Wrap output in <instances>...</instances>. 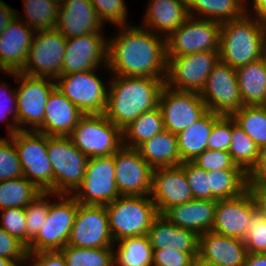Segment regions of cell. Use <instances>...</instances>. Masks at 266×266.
<instances>
[{
  "mask_svg": "<svg viewBox=\"0 0 266 266\" xmlns=\"http://www.w3.org/2000/svg\"><path fill=\"white\" fill-rule=\"evenodd\" d=\"M117 37L108 41L107 68L114 76L166 79L165 37L140 26H119ZM120 33V34H119Z\"/></svg>",
  "mask_w": 266,
  "mask_h": 266,
  "instance_id": "1",
  "label": "cell"
},
{
  "mask_svg": "<svg viewBox=\"0 0 266 266\" xmlns=\"http://www.w3.org/2000/svg\"><path fill=\"white\" fill-rule=\"evenodd\" d=\"M108 89L104 115L121 130L142 113L159 104L165 79L113 76Z\"/></svg>",
  "mask_w": 266,
  "mask_h": 266,
  "instance_id": "2",
  "label": "cell"
},
{
  "mask_svg": "<svg viewBox=\"0 0 266 266\" xmlns=\"http://www.w3.org/2000/svg\"><path fill=\"white\" fill-rule=\"evenodd\" d=\"M252 18H251V17ZM266 55L265 26L262 19L245 13L221 23L220 61L238 68Z\"/></svg>",
  "mask_w": 266,
  "mask_h": 266,
  "instance_id": "3",
  "label": "cell"
},
{
  "mask_svg": "<svg viewBox=\"0 0 266 266\" xmlns=\"http://www.w3.org/2000/svg\"><path fill=\"white\" fill-rule=\"evenodd\" d=\"M149 196L121 195L105 205L114 242L126 237L147 235L153 221L159 216Z\"/></svg>",
  "mask_w": 266,
  "mask_h": 266,
  "instance_id": "4",
  "label": "cell"
},
{
  "mask_svg": "<svg viewBox=\"0 0 266 266\" xmlns=\"http://www.w3.org/2000/svg\"><path fill=\"white\" fill-rule=\"evenodd\" d=\"M47 153L53 170V193L72 195L82 183L88 157L69 136H47Z\"/></svg>",
  "mask_w": 266,
  "mask_h": 266,
  "instance_id": "5",
  "label": "cell"
},
{
  "mask_svg": "<svg viewBox=\"0 0 266 266\" xmlns=\"http://www.w3.org/2000/svg\"><path fill=\"white\" fill-rule=\"evenodd\" d=\"M88 158L113 155L122 146V130L104 114H86L69 136Z\"/></svg>",
  "mask_w": 266,
  "mask_h": 266,
  "instance_id": "6",
  "label": "cell"
},
{
  "mask_svg": "<svg viewBox=\"0 0 266 266\" xmlns=\"http://www.w3.org/2000/svg\"><path fill=\"white\" fill-rule=\"evenodd\" d=\"M23 177L41 192H53V170L47 153V135L37 131H17L13 135Z\"/></svg>",
  "mask_w": 266,
  "mask_h": 266,
  "instance_id": "7",
  "label": "cell"
},
{
  "mask_svg": "<svg viewBox=\"0 0 266 266\" xmlns=\"http://www.w3.org/2000/svg\"><path fill=\"white\" fill-rule=\"evenodd\" d=\"M17 79V125L20 131H36L43 123L46 102L56 88V81L47 77H35L21 72H3ZM17 77V78H16ZM54 80V81H53ZM21 83H20V82Z\"/></svg>",
  "mask_w": 266,
  "mask_h": 266,
  "instance_id": "8",
  "label": "cell"
},
{
  "mask_svg": "<svg viewBox=\"0 0 266 266\" xmlns=\"http://www.w3.org/2000/svg\"><path fill=\"white\" fill-rule=\"evenodd\" d=\"M57 197L59 202L50 203L46 219L30 241L27 252L60 251L67 245L79 203L72 195Z\"/></svg>",
  "mask_w": 266,
  "mask_h": 266,
  "instance_id": "9",
  "label": "cell"
},
{
  "mask_svg": "<svg viewBox=\"0 0 266 266\" xmlns=\"http://www.w3.org/2000/svg\"><path fill=\"white\" fill-rule=\"evenodd\" d=\"M165 85L176 91L200 93L208 76L219 62V51H203L177 57H167Z\"/></svg>",
  "mask_w": 266,
  "mask_h": 266,
  "instance_id": "10",
  "label": "cell"
},
{
  "mask_svg": "<svg viewBox=\"0 0 266 266\" xmlns=\"http://www.w3.org/2000/svg\"><path fill=\"white\" fill-rule=\"evenodd\" d=\"M66 40L67 38L56 29L35 31L26 62L19 72L56 80L62 75Z\"/></svg>",
  "mask_w": 266,
  "mask_h": 266,
  "instance_id": "11",
  "label": "cell"
},
{
  "mask_svg": "<svg viewBox=\"0 0 266 266\" xmlns=\"http://www.w3.org/2000/svg\"><path fill=\"white\" fill-rule=\"evenodd\" d=\"M189 16L166 38L167 57H177L203 51H219L221 23Z\"/></svg>",
  "mask_w": 266,
  "mask_h": 266,
  "instance_id": "12",
  "label": "cell"
},
{
  "mask_svg": "<svg viewBox=\"0 0 266 266\" xmlns=\"http://www.w3.org/2000/svg\"><path fill=\"white\" fill-rule=\"evenodd\" d=\"M72 196L83 205H107L121 196L115 182L114 154L88 158L82 183Z\"/></svg>",
  "mask_w": 266,
  "mask_h": 266,
  "instance_id": "13",
  "label": "cell"
},
{
  "mask_svg": "<svg viewBox=\"0 0 266 266\" xmlns=\"http://www.w3.org/2000/svg\"><path fill=\"white\" fill-rule=\"evenodd\" d=\"M95 71L64 74L55 80L56 88L84 115L104 114L106 109L109 87Z\"/></svg>",
  "mask_w": 266,
  "mask_h": 266,
  "instance_id": "14",
  "label": "cell"
},
{
  "mask_svg": "<svg viewBox=\"0 0 266 266\" xmlns=\"http://www.w3.org/2000/svg\"><path fill=\"white\" fill-rule=\"evenodd\" d=\"M158 106L165 129L176 135L208 112L200 93L176 91L166 85L161 90Z\"/></svg>",
  "mask_w": 266,
  "mask_h": 266,
  "instance_id": "15",
  "label": "cell"
},
{
  "mask_svg": "<svg viewBox=\"0 0 266 266\" xmlns=\"http://www.w3.org/2000/svg\"><path fill=\"white\" fill-rule=\"evenodd\" d=\"M200 95L208 111L221 115H231L244 106L236 69L220 60L208 76Z\"/></svg>",
  "mask_w": 266,
  "mask_h": 266,
  "instance_id": "16",
  "label": "cell"
},
{
  "mask_svg": "<svg viewBox=\"0 0 266 266\" xmlns=\"http://www.w3.org/2000/svg\"><path fill=\"white\" fill-rule=\"evenodd\" d=\"M105 205L79 204L67 245L79 248L113 247Z\"/></svg>",
  "mask_w": 266,
  "mask_h": 266,
  "instance_id": "17",
  "label": "cell"
},
{
  "mask_svg": "<svg viewBox=\"0 0 266 266\" xmlns=\"http://www.w3.org/2000/svg\"><path fill=\"white\" fill-rule=\"evenodd\" d=\"M115 182L120 195L144 196L152 190L153 168L136 148L121 146L114 153Z\"/></svg>",
  "mask_w": 266,
  "mask_h": 266,
  "instance_id": "18",
  "label": "cell"
},
{
  "mask_svg": "<svg viewBox=\"0 0 266 266\" xmlns=\"http://www.w3.org/2000/svg\"><path fill=\"white\" fill-rule=\"evenodd\" d=\"M101 32L67 38L62 75L96 70L101 63L107 66L108 40Z\"/></svg>",
  "mask_w": 266,
  "mask_h": 266,
  "instance_id": "19",
  "label": "cell"
},
{
  "mask_svg": "<svg viewBox=\"0 0 266 266\" xmlns=\"http://www.w3.org/2000/svg\"><path fill=\"white\" fill-rule=\"evenodd\" d=\"M151 199L159 215L167 209L193 200V194L183 171V163L152 171Z\"/></svg>",
  "mask_w": 266,
  "mask_h": 266,
  "instance_id": "20",
  "label": "cell"
},
{
  "mask_svg": "<svg viewBox=\"0 0 266 266\" xmlns=\"http://www.w3.org/2000/svg\"><path fill=\"white\" fill-rule=\"evenodd\" d=\"M255 208L254 199L248 189L240 196L217 200L212 231L244 240Z\"/></svg>",
  "mask_w": 266,
  "mask_h": 266,
  "instance_id": "21",
  "label": "cell"
},
{
  "mask_svg": "<svg viewBox=\"0 0 266 266\" xmlns=\"http://www.w3.org/2000/svg\"><path fill=\"white\" fill-rule=\"evenodd\" d=\"M17 12L0 35V70L19 72L26 62L35 31L22 20Z\"/></svg>",
  "mask_w": 266,
  "mask_h": 266,
  "instance_id": "22",
  "label": "cell"
},
{
  "mask_svg": "<svg viewBox=\"0 0 266 266\" xmlns=\"http://www.w3.org/2000/svg\"><path fill=\"white\" fill-rule=\"evenodd\" d=\"M103 25L89 0H64L59 6L55 29L72 38L103 31Z\"/></svg>",
  "mask_w": 266,
  "mask_h": 266,
  "instance_id": "23",
  "label": "cell"
},
{
  "mask_svg": "<svg viewBox=\"0 0 266 266\" xmlns=\"http://www.w3.org/2000/svg\"><path fill=\"white\" fill-rule=\"evenodd\" d=\"M248 254L244 241L212 230L199 235L198 257L222 266H244Z\"/></svg>",
  "mask_w": 266,
  "mask_h": 266,
  "instance_id": "24",
  "label": "cell"
},
{
  "mask_svg": "<svg viewBox=\"0 0 266 266\" xmlns=\"http://www.w3.org/2000/svg\"><path fill=\"white\" fill-rule=\"evenodd\" d=\"M84 114L57 88L49 95L42 125L36 130L47 136H70Z\"/></svg>",
  "mask_w": 266,
  "mask_h": 266,
  "instance_id": "25",
  "label": "cell"
},
{
  "mask_svg": "<svg viewBox=\"0 0 266 266\" xmlns=\"http://www.w3.org/2000/svg\"><path fill=\"white\" fill-rule=\"evenodd\" d=\"M216 204L217 200L193 199L167 209L162 216L171 224L201 235L212 230Z\"/></svg>",
  "mask_w": 266,
  "mask_h": 266,
  "instance_id": "26",
  "label": "cell"
},
{
  "mask_svg": "<svg viewBox=\"0 0 266 266\" xmlns=\"http://www.w3.org/2000/svg\"><path fill=\"white\" fill-rule=\"evenodd\" d=\"M188 17L189 13L186 0H151L146 10L145 17L143 18L145 22L143 23V27L153 30L152 32L156 34L159 33V36H165L166 39L175 32Z\"/></svg>",
  "mask_w": 266,
  "mask_h": 266,
  "instance_id": "27",
  "label": "cell"
},
{
  "mask_svg": "<svg viewBox=\"0 0 266 266\" xmlns=\"http://www.w3.org/2000/svg\"><path fill=\"white\" fill-rule=\"evenodd\" d=\"M153 250H164L167 247L181 252H198L199 235L169 223L159 215L147 232Z\"/></svg>",
  "mask_w": 266,
  "mask_h": 266,
  "instance_id": "28",
  "label": "cell"
},
{
  "mask_svg": "<svg viewBox=\"0 0 266 266\" xmlns=\"http://www.w3.org/2000/svg\"><path fill=\"white\" fill-rule=\"evenodd\" d=\"M221 114L208 111L191 126L177 134L178 151L183 162H193L207 149L214 122Z\"/></svg>",
  "mask_w": 266,
  "mask_h": 266,
  "instance_id": "29",
  "label": "cell"
},
{
  "mask_svg": "<svg viewBox=\"0 0 266 266\" xmlns=\"http://www.w3.org/2000/svg\"><path fill=\"white\" fill-rule=\"evenodd\" d=\"M136 149L153 169L178 166L182 163L177 135L166 129L146 140Z\"/></svg>",
  "mask_w": 266,
  "mask_h": 266,
  "instance_id": "30",
  "label": "cell"
},
{
  "mask_svg": "<svg viewBox=\"0 0 266 266\" xmlns=\"http://www.w3.org/2000/svg\"><path fill=\"white\" fill-rule=\"evenodd\" d=\"M236 74L243 105H261L266 90V55L236 68Z\"/></svg>",
  "mask_w": 266,
  "mask_h": 266,
  "instance_id": "31",
  "label": "cell"
},
{
  "mask_svg": "<svg viewBox=\"0 0 266 266\" xmlns=\"http://www.w3.org/2000/svg\"><path fill=\"white\" fill-rule=\"evenodd\" d=\"M163 130H165L163 115L158 106L142 113L122 129V145L129 148H137L140 144Z\"/></svg>",
  "mask_w": 266,
  "mask_h": 266,
  "instance_id": "32",
  "label": "cell"
},
{
  "mask_svg": "<svg viewBox=\"0 0 266 266\" xmlns=\"http://www.w3.org/2000/svg\"><path fill=\"white\" fill-rule=\"evenodd\" d=\"M189 16L199 14L197 18L217 21H231L245 13L244 0H186Z\"/></svg>",
  "mask_w": 266,
  "mask_h": 266,
  "instance_id": "33",
  "label": "cell"
},
{
  "mask_svg": "<svg viewBox=\"0 0 266 266\" xmlns=\"http://www.w3.org/2000/svg\"><path fill=\"white\" fill-rule=\"evenodd\" d=\"M114 251V266H152L154 250L147 235L126 237Z\"/></svg>",
  "mask_w": 266,
  "mask_h": 266,
  "instance_id": "34",
  "label": "cell"
},
{
  "mask_svg": "<svg viewBox=\"0 0 266 266\" xmlns=\"http://www.w3.org/2000/svg\"><path fill=\"white\" fill-rule=\"evenodd\" d=\"M212 200L231 199L247 190L248 177L243 169H220L208 172Z\"/></svg>",
  "mask_w": 266,
  "mask_h": 266,
  "instance_id": "35",
  "label": "cell"
},
{
  "mask_svg": "<svg viewBox=\"0 0 266 266\" xmlns=\"http://www.w3.org/2000/svg\"><path fill=\"white\" fill-rule=\"evenodd\" d=\"M40 193L25 177L0 181V209L25 208Z\"/></svg>",
  "mask_w": 266,
  "mask_h": 266,
  "instance_id": "36",
  "label": "cell"
},
{
  "mask_svg": "<svg viewBox=\"0 0 266 266\" xmlns=\"http://www.w3.org/2000/svg\"><path fill=\"white\" fill-rule=\"evenodd\" d=\"M231 116L259 149L266 146V108L260 105H244Z\"/></svg>",
  "mask_w": 266,
  "mask_h": 266,
  "instance_id": "37",
  "label": "cell"
},
{
  "mask_svg": "<svg viewBox=\"0 0 266 266\" xmlns=\"http://www.w3.org/2000/svg\"><path fill=\"white\" fill-rule=\"evenodd\" d=\"M231 145L228 153L232 161L248 173L258 160L259 147L232 118Z\"/></svg>",
  "mask_w": 266,
  "mask_h": 266,
  "instance_id": "38",
  "label": "cell"
},
{
  "mask_svg": "<svg viewBox=\"0 0 266 266\" xmlns=\"http://www.w3.org/2000/svg\"><path fill=\"white\" fill-rule=\"evenodd\" d=\"M24 22L34 31L53 30L58 21L59 4L51 0H23Z\"/></svg>",
  "mask_w": 266,
  "mask_h": 266,
  "instance_id": "39",
  "label": "cell"
},
{
  "mask_svg": "<svg viewBox=\"0 0 266 266\" xmlns=\"http://www.w3.org/2000/svg\"><path fill=\"white\" fill-rule=\"evenodd\" d=\"M112 247L79 248L66 245L60 250L67 266H114Z\"/></svg>",
  "mask_w": 266,
  "mask_h": 266,
  "instance_id": "40",
  "label": "cell"
},
{
  "mask_svg": "<svg viewBox=\"0 0 266 266\" xmlns=\"http://www.w3.org/2000/svg\"><path fill=\"white\" fill-rule=\"evenodd\" d=\"M51 195L57 196L53 192H41L31 203L25 207L26 218V247L30 241L37 235L40 227L44 223L49 211L51 202L47 200ZM46 200V201H45Z\"/></svg>",
  "mask_w": 266,
  "mask_h": 266,
  "instance_id": "41",
  "label": "cell"
},
{
  "mask_svg": "<svg viewBox=\"0 0 266 266\" xmlns=\"http://www.w3.org/2000/svg\"><path fill=\"white\" fill-rule=\"evenodd\" d=\"M23 177L19 155L13 136L0 137V181Z\"/></svg>",
  "mask_w": 266,
  "mask_h": 266,
  "instance_id": "42",
  "label": "cell"
},
{
  "mask_svg": "<svg viewBox=\"0 0 266 266\" xmlns=\"http://www.w3.org/2000/svg\"><path fill=\"white\" fill-rule=\"evenodd\" d=\"M243 241L249 253H266V219L256 208Z\"/></svg>",
  "mask_w": 266,
  "mask_h": 266,
  "instance_id": "43",
  "label": "cell"
},
{
  "mask_svg": "<svg viewBox=\"0 0 266 266\" xmlns=\"http://www.w3.org/2000/svg\"><path fill=\"white\" fill-rule=\"evenodd\" d=\"M183 171L194 199L212 200L208 172L199 168L193 162H183Z\"/></svg>",
  "mask_w": 266,
  "mask_h": 266,
  "instance_id": "44",
  "label": "cell"
},
{
  "mask_svg": "<svg viewBox=\"0 0 266 266\" xmlns=\"http://www.w3.org/2000/svg\"><path fill=\"white\" fill-rule=\"evenodd\" d=\"M95 7L102 23L106 21L117 26H126L127 8L124 0H89Z\"/></svg>",
  "mask_w": 266,
  "mask_h": 266,
  "instance_id": "45",
  "label": "cell"
},
{
  "mask_svg": "<svg viewBox=\"0 0 266 266\" xmlns=\"http://www.w3.org/2000/svg\"><path fill=\"white\" fill-rule=\"evenodd\" d=\"M232 116L221 115L213 125L207 143V149L214 151H227L231 145Z\"/></svg>",
  "mask_w": 266,
  "mask_h": 266,
  "instance_id": "46",
  "label": "cell"
},
{
  "mask_svg": "<svg viewBox=\"0 0 266 266\" xmlns=\"http://www.w3.org/2000/svg\"><path fill=\"white\" fill-rule=\"evenodd\" d=\"M0 226L11 236L26 246L25 208H7L1 210Z\"/></svg>",
  "mask_w": 266,
  "mask_h": 266,
  "instance_id": "47",
  "label": "cell"
},
{
  "mask_svg": "<svg viewBox=\"0 0 266 266\" xmlns=\"http://www.w3.org/2000/svg\"><path fill=\"white\" fill-rule=\"evenodd\" d=\"M193 163L206 172L220 169H242L236 165L227 151H214L206 149Z\"/></svg>",
  "mask_w": 266,
  "mask_h": 266,
  "instance_id": "48",
  "label": "cell"
},
{
  "mask_svg": "<svg viewBox=\"0 0 266 266\" xmlns=\"http://www.w3.org/2000/svg\"><path fill=\"white\" fill-rule=\"evenodd\" d=\"M27 254V247L0 226V257L11 259L17 266H24V262L28 261Z\"/></svg>",
  "mask_w": 266,
  "mask_h": 266,
  "instance_id": "49",
  "label": "cell"
},
{
  "mask_svg": "<svg viewBox=\"0 0 266 266\" xmlns=\"http://www.w3.org/2000/svg\"><path fill=\"white\" fill-rule=\"evenodd\" d=\"M198 252H181L172 248L154 250L152 266H193Z\"/></svg>",
  "mask_w": 266,
  "mask_h": 266,
  "instance_id": "50",
  "label": "cell"
},
{
  "mask_svg": "<svg viewBox=\"0 0 266 266\" xmlns=\"http://www.w3.org/2000/svg\"><path fill=\"white\" fill-rule=\"evenodd\" d=\"M7 83L0 84V119L7 120L9 114H13V124L8 122V136H13L17 131H20L17 125V101H16V90L13 88L8 92ZM2 91V92H1ZM4 91V92H3ZM4 99V100H3ZM7 103H10L9 106ZM7 105V106H5Z\"/></svg>",
  "mask_w": 266,
  "mask_h": 266,
  "instance_id": "51",
  "label": "cell"
},
{
  "mask_svg": "<svg viewBox=\"0 0 266 266\" xmlns=\"http://www.w3.org/2000/svg\"><path fill=\"white\" fill-rule=\"evenodd\" d=\"M33 260L31 266H67L60 251L28 252L27 260Z\"/></svg>",
  "mask_w": 266,
  "mask_h": 266,
  "instance_id": "52",
  "label": "cell"
},
{
  "mask_svg": "<svg viewBox=\"0 0 266 266\" xmlns=\"http://www.w3.org/2000/svg\"><path fill=\"white\" fill-rule=\"evenodd\" d=\"M247 177L248 183H266V146L260 148L258 160Z\"/></svg>",
  "mask_w": 266,
  "mask_h": 266,
  "instance_id": "53",
  "label": "cell"
},
{
  "mask_svg": "<svg viewBox=\"0 0 266 266\" xmlns=\"http://www.w3.org/2000/svg\"><path fill=\"white\" fill-rule=\"evenodd\" d=\"M247 189L254 199L256 209L266 219V183H248Z\"/></svg>",
  "mask_w": 266,
  "mask_h": 266,
  "instance_id": "54",
  "label": "cell"
},
{
  "mask_svg": "<svg viewBox=\"0 0 266 266\" xmlns=\"http://www.w3.org/2000/svg\"><path fill=\"white\" fill-rule=\"evenodd\" d=\"M15 12L16 10L0 0V35L15 17Z\"/></svg>",
  "mask_w": 266,
  "mask_h": 266,
  "instance_id": "55",
  "label": "cell"
},
{
  "mask_svg": "<svg viewBox=\"0 0 266 266\" xmlns=\"http://www.w3.org/2000/svg\"><path fill=\"white\" fill-rule=\"evenodd\" d=\"M244 266H266V253H249Z\"/></svg>",
  "mask_w": 266,
  "mask_h": 266,
  "instance_id": "56",
  "label": "cell"
},
{
  "mask_svg": "<svg viewBox=\"0 0 266 266\" xmlns=\"http://www.w3.org/2000/svg\"><path fill=\"white\" fill-rule=\"evenodd\" d=\"M253 14L256 18L265 20L266 19V0H253Z\"/></svg>",
  "mask_w": 266,
  "mask_h": 266,
  "instance_id": "57",
  "label": "cell"
},
{
  "mask_svg": "<svg viewBox=\"0 0 266 266\" xmlns=\"http://www.w3.org/2000/svg\"><path fill=\"white\" fill-rule=\"evenodd\" d=\"M193 266H222L215 263H210L200 259L198 256L194 259Z\"/></svg>",
  "mask_w": 266,
  "mask_h": 266,
  "instance_id": "58",
  "label": "cell"
},
{
  "mask_svg": "<svg viewBox=\"0 0 266 266\" xmlns=\"http://www.w3.org/2000/svg\"><path fill=\"white\" fill-rule=\"evenodd\" d=\"M0 266H17L11 259L0 257Z\"/></svg>",
  "mask_w": 266,
  "mask_h": 266,
  "instance_id": "59",
  "label": "cell"
},
{
  "mask_svg": "<svg viewBox=\"0 0 266 266\" xmlns=\"http://www.w3.org/2000/svg\"><path fill=\"white\" fill-rule=\"evenodd\" d=\"M260 106L266 108V90H265V97H264V100H263V102H262V104H261Z\"/></svg>",
  "mask_w": 266,
  "mask_h": 266,
  "instance_id": "60",
  "label": "cell"
},
{
  "mask_svg": "<svg viewBox=\"0 0 266 266\" xmlns=\"http://www.w3.org/2000/svg\"><path fill=\"white\" fill-rule=\"evenodd\" d=\"M51 1H54L55 3L59 5H61L64 2V0H51Z\"/></svg>",
  "mask_w": 266,
  "mask_h": 266,
  "instance_id": "61",
  "label": "cell"
},
{
  "mask_svg": "<svg viewBox=\"0 0 266 266\" xmlns=\"http://www.w3.org/2000/svg\"><path fill=\"white\" fill-rule=\"evenodd\" d=\"M263 22H264V26H265V38H266V19L263 20Z\"/></svg>",
  "mask_w": 266,
  "mask_h": 266,
  "instance_id": "62",
  "label": "cell"
}]
</instances>
